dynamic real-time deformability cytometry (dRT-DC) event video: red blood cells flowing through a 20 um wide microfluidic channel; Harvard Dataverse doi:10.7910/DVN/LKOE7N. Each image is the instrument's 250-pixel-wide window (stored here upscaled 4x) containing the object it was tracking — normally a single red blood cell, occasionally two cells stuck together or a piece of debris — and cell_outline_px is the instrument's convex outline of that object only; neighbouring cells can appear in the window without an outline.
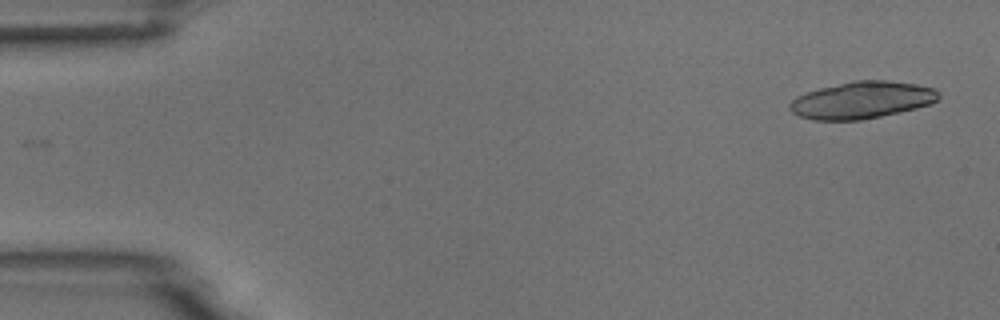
{"species": "common noctule bat (a hibernating species)", "species_latin": "Nyctalus noctula", "temperature_condition": "room temperature", "stored_images_in_passage": 11, "segment_of_instrument_passage": [1, 2], "camera_frame_rate_fps": 3000, "um_per_image_px": 0.085, "animal": {"sex": "male", "body_mass_g": 18.8}, "frame": {"image": 1, "passage_image": 1, "time_ms": 0.0, "image_size_px": [1000, 320], "cell_outline_px": [[940, 96], [936, 100], [928, 104], [916, 108], [900, 112], [860, 120], [812, 120], [800, 116], [792, 112], [788, 108], [788, 104], [796, 96], [820, 88], [852, 80], [884, 80], [916, 84], [936, 88], [940, 92]], "centroid_in_image_um": [73.25, 8.5], "position_along_channel_um": 11.8, "area_um2": 32.14}}